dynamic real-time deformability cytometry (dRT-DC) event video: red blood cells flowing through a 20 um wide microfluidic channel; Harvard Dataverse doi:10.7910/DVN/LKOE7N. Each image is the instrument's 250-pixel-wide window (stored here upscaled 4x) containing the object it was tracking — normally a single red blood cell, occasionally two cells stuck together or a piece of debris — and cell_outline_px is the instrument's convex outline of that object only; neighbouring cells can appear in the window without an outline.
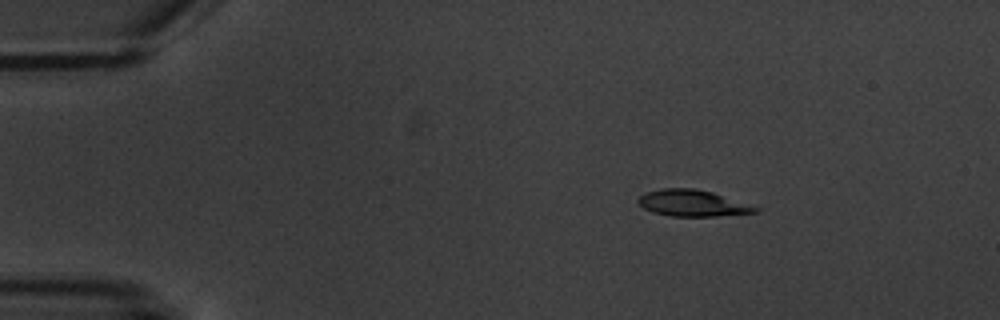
{"species": "common noctule bat (a hibernating species)", "species_latin": "Nyctalus noctula", "temperature_condition": "warm", "stored_images_in_passage": 4, "camera_frame_rate_fps": 3000, "um_per_image_px": 0.085, "animal": {"sex": "male", "body_mass_g": 20.1, "forearm_length_mm": 53.5}, "frame": {"image": 1, "passage_image": 3, "time_ms": 2.333, "image_size_px": [1000, 320], "cell_outline_px": [[760, 208], [756, 212], [716, 216], [672, 216], [652, 212], [644, 208], [636, 200], [644, 192], [660, 188], [696, 188], [712, 192], [756, 204]], "centroid_in_image_um": [58.91, 17.25], "position_along_channel_um": 26.1, "area_um2": 18.38}}